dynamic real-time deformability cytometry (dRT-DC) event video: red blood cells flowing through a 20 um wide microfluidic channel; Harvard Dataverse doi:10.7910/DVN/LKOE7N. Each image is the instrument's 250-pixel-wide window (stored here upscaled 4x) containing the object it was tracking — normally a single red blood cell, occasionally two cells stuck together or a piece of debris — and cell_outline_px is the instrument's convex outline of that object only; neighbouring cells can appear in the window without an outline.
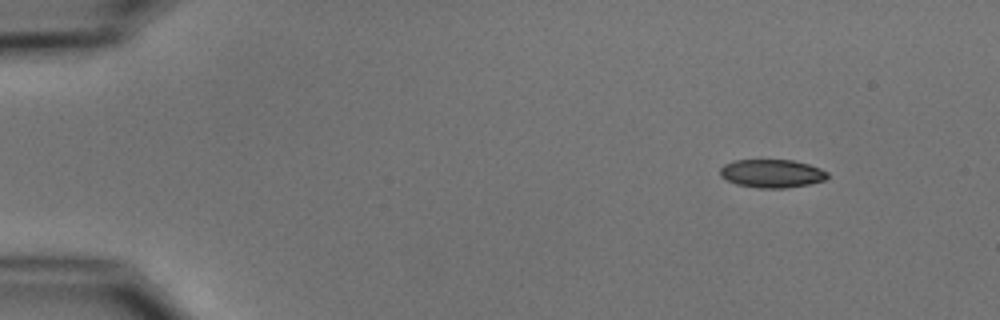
{"species": "common noctule bat (a hibernating species)", "species_latin": "Nyctalus noctula", "temperature_condition": "cold", "stored_images_in_passage": 3, "camera_frame_rate_fps": 3000, "um_per_image_px": 0.085, "animal": {"sex": "male", "body_mass_g": 15.6}, "frame": {"image": 1, "passage_image": 1, "time_ms": 0.0, "image_size_px": [1000, 320], "cell_outline_px": [[828, 176], [824, 180], [808, 184], [784, 188], [760, 188], [736, 184], [720, 176], [720, 168], [724, 164], [732, 160], [792, 160], [808, 164], [820, 168], [828, 172]], "centroid_in_image_um": [65.59, 14.74], "position_along_channel_um": 19.4, "area_um2": 17.63}}